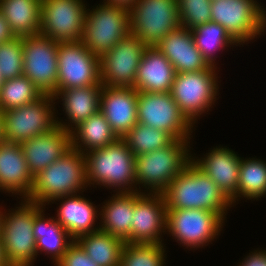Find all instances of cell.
Returning <instances> with one entry per match:
<instances>
[{"mask_svg":"<svg viewBox=\"0 0 266 266\" xmlns=\"http://www.w3.org/2000/svg\"><path fill=\"white\" fill-rule=\"evenodd\" d=\"M242 260L239 266H266V250H255Z\"/></svg>","mask_w":266,"mask_h":266,"instance_id":"39","label":"cell"},{"mask_svg":"<svg viewBox=\"0 0 266 266\" xmlns=\"http://www.w3.org/2000/svg\"><path fill=\"white\" fill-rule=\"evenodd\" d=\"M43 208L45 209L44 206H41L34 213L33 233L36 239L37 255L44 252L50 255L51 260L56 264L74 239L54 217L46 218Z\"/></svg>","mask_w":266,"mask_h":266,"instance_id":"27","label":"cell"},{"mask_svg":"<svg viewBox=\"0 0 266 266\" xmlns=\"http://www.w3.org/2000/svg\"><path fill=\"white\" fill-rule=\"evenodd\" d=\"M206 154L205 157H200L201 159L191 156V161L206 173L234 204L239 200L238 182L241 157L229 147L220 146H216Z\"/></svg>","mask_w":266,"mask_h":266,"instance_id":"19","label":"cell"},{"mask_svg":"<svg viewBox=\"0 0 266 266\" xmlns=\"http://www.w3.org/2000/svg\"><path fill=\"white\" fill-rule=\"evenodd\" d=\"M32 176L20 143L0 142V190L26 199L33 186Z\"/></svg>","mask_w":266,"mask_h":266,"instance_id":"21","label":"cell"},{"mask_svg":"<svg viewBox=\"0 0 266 266\" xmlns=\"http://www.w3.org/2000/svg\"><path fill=\"white\" fill-rule=\"evenodd\" d=\"M122 139L135 156L167 147L175 140L167 132L139 122Z\"/></svg>","mask_w":266,"mask_h":266,"instance_id":"33","label":"cell"},{"mask_svg":"<svg viewBox=\"0 0 266 266\" xmlns=\"http://www.w3.org/2000/svg\"><path fill=\"white\" fill-rule=\"evenodd\" d=\"M135 2L136 0H104L102 3L125 7L129 10Z\"/></svg>","mask_w":266,"mask_h":266,"instance_id":"41","label":"cell"},{"mask_svg":"<svg viewBox=\"0 0 266 266\" xmlns=\"http://www.w3.org/2000/svg\"><path fill=\"white\" fill-rule=\"evenodd\" d=\"M42 95L25 75L5 80L0 89V110L3 112L35 102Z\"/></svg>","mask_w":266,"mask_h":266,"instance_id":"34","label":"cell"},{"mask_svg":"<svg viewBox=\"0 0 266 266\" xmlns=\"http://www.w3.org/2000/svg\"><path fill=\"white\" fill-rule=\"evenodd\" d=\"M129 12L130 33L146 46L157 45L180 26L177 0H136Z\"/></svg>","mask_w":266,"mask_h":266,"instance_id":"9","label":"cell"},{"mask_svg":"<svg viewBox=\"0 0 266 266\" xmlns=\"http://www.w3.org/2000/svg\"><path fill=\"white\" fill-rule=\"evenodd\" d=\"M135 157L122 138L107 147L86 152L87 185L115 188L117 193L141 192L140 185V190L136 186Z\"/></svg>","mask_w":266,"mask_h":266,"instance_id":"2","label":"cell"},{"mask_svg":"<svg viewBox=\"0 0 266 266\" xmlns=\"http://www.w3.org/2000/svg\"><path fill=\"white\" fill-rule=\"evenodd\" d=\"M155 46L177 73L206 70L211 66L196 47L191 30L182 26L171 31Z\"/></svg>","mask_w":266,"mask_h":266,"instance_id":"22","label":"cell"},{"mask_svg":"<svg viewBox=\"0 0 266 266\" xmlns=\"http://www.w3.org/2000/svg\"><path fill=\"white\" fill-rule=\"evenodd\" d=\"M55 201H60L55 219L74 240L81 235L100 230L99 226H94L99 216L98 209L89 199L74 194L58 197L51 202L56 203Z\"/></svg>","mask_w":266,"mask_h":266,"instance_id":"24","label":"cell"},{"mask_svg":"<svg viewBox=\"0 0 266 266\" xmlns=\"http://www.w3.org/2000/svg\"><path fill=\"white\" fill-rule=\"evenodd\" d=\"M216 67L211 65L206 70L176 73L170 93L180 111L193 125L218 99Z\"/></svg>","mask_w":266,"mask_h":266,"instance_id":"7","label":"cell"},{"mask_svg":"<svg viewBox=\"0 0 266 266\" xmlns=\"http://www.w3.org/2000/svg\"><path fill=\"white\" fill-rule=\"evenodd\" d=\"M95 7L86 9L81 43L100 58L130 33V12L106 3Z\"/></svg>","mask_w":266,"mask_h":266,"instance_id":"6","label":"cell"},{"mask_svg":"<svg viewBox=\"0 0 266 266\" xmlns=\"http://www.w3.org/2000/svg\"><path fill=\"white\" fill-rule=\"evenodd\" d=\"M262 196H266V162L257 158H241L238 198L258 200Z\"/></svg>","mask_w":266,"mask_h":266,"instance_id":"32","label":"cell"},{"mask_svg":"<svg viewBox=\"0 0 266 266\" xmlns=\"http://www.w3.org/2000/svg\"><path fill=\"white\" fill-rule=\"evenodd\" d=\"M70 135L72 148L83 154L92 149L107 147L118 139L100 111L74 127Z\"/></svg>","mask_w":266,"mask_h":266,"instance_id":"29","label":"cell"},{"mask_svg":"<svg viewBox=\"0 0 266 266\" xmlns=\"http://www.w3.org/2000/svg\"><path fill=\"white\" fill-rule=\"evenodd\" d=\"M211 21L243 46L266 30V11L256 0H211Z\"/></svg>","mask_w":266,"mask_h":266,"instance_id":"8","label":"cell"},{"mask_svg":"<svg viewBox=\"0 0 266 266\" xmlns=\"http://www.w3.org/2000/svg\"><path fill=\"white\" fill-rule=\"evenodd\" d=\"M130 243H162L167 207L162 193L134 192Z\"/></svg>","mask_w":266,"mask_h":266,"instance_id":"17","label":"cell"},{"mask_svg":"<svg viewBox=\"0 0 266 266\" xmlns=\"http://www.w3.org/2000/svg\"><path fill=\"white\" fill-rule=\"evenodd\" d=\"M16 37L0 9V44Z\"/></svg>","mask_w":266,"mask_h":266,"instance_id":"40","label":"cell"},{"mask_svg":"<svg viewBox=\"0 0 266 266\" xmlns=\"http://www.w3.org/2000/svg\"><path fill=\"white\" fill-rule=\"evenodd\" d=\"M39 203L22 199L20 206L3 211L1 241L5 258L10 266H33L37 258L33 233L34 213ZM18 208V209H17ZM15 210V211H14Z\"/></svg>","mask_w":266,"mask_h":266,"instance_id":"5","label":"cell"},{"mask_svg":"<svg viewBox=\"0 0 266 266\" xmlns=\"http://www.w3.org/2000/svg\"><path fill=\"white\" fill-rule=\"evenodd\" d=\"M2 83H3V80H2L1 75H0V89H1Z\"/></svg>","mask_w":266,"mask_h":266,"instance_id":"45","label":"cell"},{"mask_svg":"<svg viewBox=\"0 0 266 266\" xmlns=\"http://www.w3.org/2000/svg\"><path fill=\"white\" fill-rule=\"evenodd\" d=\"M100 207V230L130 243L131 223L134 210V192H120Z\"/></svg>","mask_w":266,"mask_h":266,"instance_id":"26","label":"cell"},{"mask_svg":"<svg viewBox=\"0 0 266 266\" xmlns=\"http://www.w3.org/2000/svg\"><path fill=\"white\" fill-rule=\"evenodd\" d=\"M167 210L204 209L218 213L224 220L231 200L210 177L190 161L162 192Z\"/></svg>","mask_w":266,"mask_h":266,"instance_id":"1","label":"cell"},{"mask_svg":"<svg viewBox=\"0 0 266 266\" xmlns=\"http://www.w3.org/2000/svg\"><path fill=\"white\" fill-rule=\"evenodd\" d=\"M137 119L139 123L163 130L178 140H190L194 127L170 92H138Z\"/></svg>","mask_w":266,"mask_h":266,"instance_id":"12","label":"cell"},{"mask_svg":"<svg viewBox=\"0 0 266 266\" xmlns=\"http://www.w3.org/2000/svg\"><path fill=\"white\" fill-rule=\"evenodd\" d=\"M28 168L34 177L71 148V135L60 126L20 143Z\"/></svg>","mask_w":266,"mask_h":266,"instance_id":"20","label":"cell"},{"mask_svg":"<svg viewBox=\"0 0 266 266\" xmlns=\"http://www.w3.org/2000/svg\"><path fill=\"white\" fill-rule=\"evenodd\" d=\"M146 45L129 33L99 58L100 81L108 87L135 86L138 65Z\"/></svg>","mask_w":266,"mask_h":266,"instance_id":"16","label":"cell"},{"mask_svg":"<svg viewBox=\"0 0 266 266\" xmlns=\"http://www.w3.org/2000/svg\"><path fill=\"white\" fill-rule=\"evenodd\" d=\"M83 0H42L40 34L56 42H79L87 7Z\"/></svg>","mask_w":266,"mask_h":266,"instance_id":"15","label":"cell"},{"mask_svg":"<svg viewBox=\"0 0 266 266\" xmlns=\"http://www.w3.org/2000/svg\"><path fill=\"white\" fill-rule=\"evenodd\" d=\"M5 140L3 113L0 110V142Z\"/></svg>","mask_w":266,"mask_h":266,"instance_id":"43","label":"cell"},{"mask_svg":"<svg viewBox=\"0 0 266 266\" xmlns=\"http://www.w3.org/2000/svg\"><path fill=\"white\" fill-rule=\"evenodd\" d=\"M163 246L161 243H125L120 266H165Z\"/></svg>","mask_w":266,"mask_h":266,"instance_id":"35","label":"cell"},{"mask_svg":"<svg viewBox=\"0 0 266 266\" xmlns=\"http://www.w3.org/2000/svg\"><path fill=\"white\" fill-rule=\"evenodd\" d=\"M22 37L0 44V75L3 81L23 75Z\"/></svg>","mask_w":266,"mask_h":266,"instance_id":"36","label":"cell"},{"mask_svg":"<svg viewBox=\"0 0 266 266\" xmlns=\"http://www.w3.org/2000/svg\"><path fill=\"white\" fill-rule=\"evenodd\" d=\"M0 208H2V207L0 206ZM2 210L3 209L0 210V236H1L2 219H3V211Z\"/></svg>","mask_w":266,"mask_h":266,"instance_id":"44","label":"cell"},{"mask_svg":"<svg viewBox=\"0 0 266 266\" xmlns=\"http://www.w3.org/2000/svg\"><path fill=\"white\" fill-rule=\"evenodd\" d=\"M180 26L192 30L211 21V0H177Z\"/></svg>","mask_w":266,"mask_h":266,"instance_id":"37","label":"cell"},{"mask_svg":"<svg viewBox=\"0 0 266 266\" xmlns=\"http://www.w3.org/2000/svg\"><path fill=\"white\" fill-rule=\"evenodd\" d=\"M224 219L213 211L204 209L167 210L166 233L187 249L207 246L216 239ZM208 243V244H207Z\"/></svg>","mask_w":266,"mask_h":266,"instance_id":"11","label":"cell"},{"mask_svg":"<svg viewBox=\"0 0 266 266\" xmlns=\"http://www.w3.org/2000/svg\"><path fill=\"white\" fill-rule=\"evenodd\" d=\"M189 149L190 140L175 139L167 147L136 156V184L149 193H162L191 161Z\"/></svg>","mask_w":266,"mask_h":266,"instance_id":"4","label":"cell"},{"mask_svg":"<svg viewBox=\"0 0 266 266\" xmlns=\"http://www.w3.org/2000/svg\"><path fill=\"white\" fill-rule=\"evenodd\" d=\"M42 0H0V9L15 36L40 33Z\"/></svg>","mask_w":266,"mask_h":266,"instance_id":"28","label":"cell"},{"mask_svg":"<svg viewBox=\"0 0 266 266\" xmlns=\"http://www.w3.org/2000/svg\"><path fill=\"white\" fill-rule=\"evenodd\" d=\"M88 187L85 154L71 148L65 155L34 176L27 200L47 205L62 196L82 193Z\"/></svg>","mask_w":266,"mask_h":266,"instance_id":"3","label":"cell"},{"mask_svg":"<svg viewBox=\"0 0 266 266\" xmlns=\"http://www.w3.org/2000/svg\"><path fill=\"white\" fill-rule=\"evenodd\" d=\"M0 266H10V264L7 262L2 246L1 236H0Z\"/></svg>","mask_w":266,"mask_h":266,"instance_id":"42","label":"cell"},{"mask_svg":"<svg viewBox=\"0 0 266 266\" xmlns=\"http://www.w3.org/2000/svg\"><path fill=\"white\" fill-rule=\"evenodd\" d=\"M57 63V90L101 84L99 57L92 54L81 41L58 43Z\"/></svg>","mask_w":266,"mask_h":266,"instance_id":"14","label":"cell"},{"mask_svg":"<svg viewBox=\"0 0 266 266\" xmlns=\"http://www.w3.org/2000/svg\"><path fill=\"white\" fill-rule=\"evenodd\" d=\"M176 73L172 63L156 46H146L138 65L134 88L137 92L169 93Z\"/></svg>","mask_w":266,"mask_h":266,"instance_id":"23","label":"cell"},{"mask_svg":"<svg viewBox=\"0 0 266 266\" xmlns=\"http://www.w3.org/2000/svg\"><path fill=\"white\" fill-rule=\"evenodd\" d=\"M86 254L99 266H120L121 252L125 242L98 230L75 239Z\"/></svg>","mask_w":266,"mask_h":266,"instance_id":"30","label":"cell"},{"mask_svg":"<svg viewBox=\"0 0 266 266\" xmlns=\"http://www.w3.org/2000/svg\"><path fill=\"white\" fill-rule=\"evenodd\" d=\"M191 32L196 47L212 66H216L215 61L217 57L214 54L217 51H223L227 47L237 44L225 31L223 26L213 21L199 25L192 29Z\"/></svg>","mask_w":266,"mask_h":266,"instance_id":"31","label":"cell"},{"mask_svg":"<svg viewBox=\"0 0 266 266\" xmlns=\"http://www.w3.org/2000/svg\"><path fill=\"white\" fill-rule=\"evenodd\" d=\"M53 95L43 94L35 102L3 111L6 141L21 143L57 127Z\"/></svg>","mask_w":266,"mask_h":266,"instance_id":"10","label":"cell"},{"mask_svg":"<svg viewBox=\"0 0 266 266\" xmlns=\"http://www.w3.org/2000/svg\"><path fill=\"white\" fill-rule=\"evenodd\" d=\"M56 266H99L74 240Z\"/></svg>","mask_w":266,"mask_h":266,"instance_id":"38","label":"cell"},{"mask_svg":"<svg viewBox=\"0 0 266 266\" xmlns=\"http://www.w3.org/2000/svg\"><path fill=\"white\" fill-rule=\"evenodd\" d=\"M58 43L42 34L23 36V75H25L42 94L55 95L57 92Z\"/></svg>","mask_w":266,"mask_h":266,"instance_id":"13","label":"cell"},{"mask_svg":"<svg viewBox=\"0 0 266 266\" xmlns=\"http://www.w3.org/2000/svg\"><path fill=\"white\" fill-rule=\"evenodd\" d=\"M102 84L99 86H86L71 88L68 90H57L54 97L56 100L61 98L63 111L65 110L68 123L59 121L57 117V126H60L67 132H71L74 126L87 120L90 116L99 111L100 94ZM60 97V98H59ZM70 122V123H69ZM68 124V125H67Z\"/></svg>","mask_w":266,"mask_h":266,"instance_id":"25","label":"cell"},{"mask_svg":"<svg viewBox=\"0 0 266 266\" xmlns=\"http://www.w3.org/2000/svg\"><path fill=\"white\" fill-rule=\"evenodd\" d=\"M138 92L131 87L102 86L99 111L118 138H123L138 123Z\"/></svg>","mask_w":266,"mask_h":266,"instance_id":"18","label":"cell"}]
</instances>
